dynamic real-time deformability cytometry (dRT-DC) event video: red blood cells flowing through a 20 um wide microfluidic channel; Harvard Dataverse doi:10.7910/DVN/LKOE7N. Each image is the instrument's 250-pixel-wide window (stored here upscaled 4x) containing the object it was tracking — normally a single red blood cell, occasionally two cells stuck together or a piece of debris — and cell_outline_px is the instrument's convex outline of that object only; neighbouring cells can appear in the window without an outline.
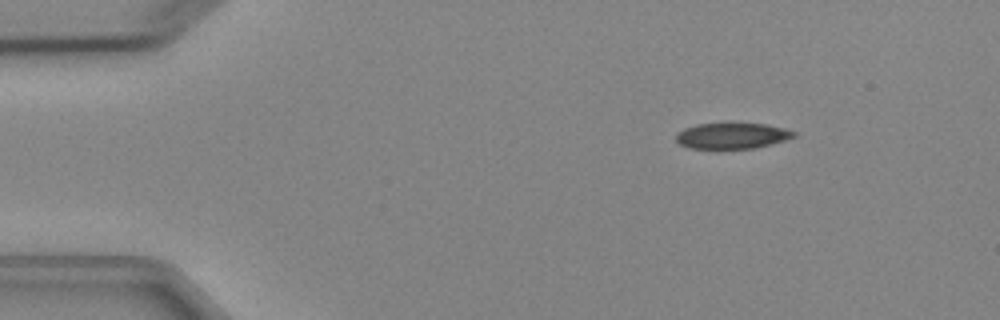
{"species": "Egyptian fruit bat (a non-hibernating species)", "species_latin": "Rousettus aegyptiacus", "temperature_condition": "cold", "stored_images_in_passage": 3, "camera_frame_rate_fps": 3000, "um_per_image_px": 0.085, "animal": {"sex": "female"}, "frame": {"image": 1, "passage_image": 1, "time_ms": 0.0, "image_size_px": [1000, 320], "cell_outline_px": [[796, 136], [784, 140], [752, 148], [688, 148], [680, 144], [676, 140], [676, 136], [684, 128], [696, 124], [732, 120], [768, 124], [784, 128], [796, 132]], "centroid_in_image_um": [62.22, 11.47], "position_along_channel_um": 22.8, "area_um2": 18.38}}
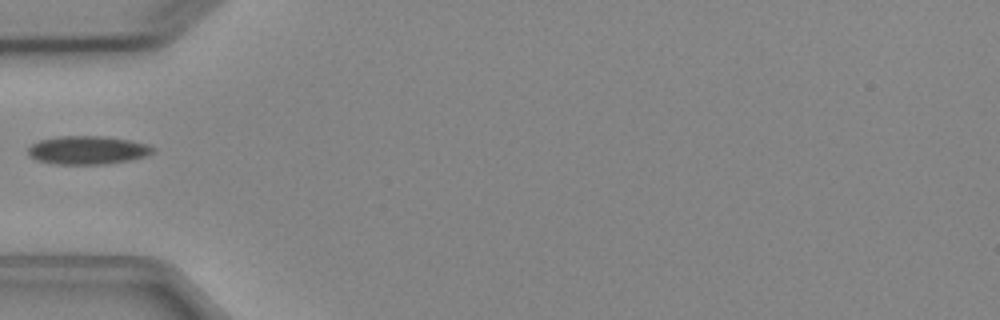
{"frame": {"image": 2, "passage_image": 3, "time_ms": 3.333, "image_size_px": [1000, 320], "cell_outline_px": [[156, 152], [148, 156], [132, 160], [104, 164], [52, 164], [36, 160], [28, 156], [28, 148], [32, 144], [40, 140], [60, 136], [104, 136], [132, 140], [148, 144], [156, 148]], "centroid_in_image_um": [7.5, 12.76], "position_along_channel_um": 77.5, "area_um2": 21.04}}